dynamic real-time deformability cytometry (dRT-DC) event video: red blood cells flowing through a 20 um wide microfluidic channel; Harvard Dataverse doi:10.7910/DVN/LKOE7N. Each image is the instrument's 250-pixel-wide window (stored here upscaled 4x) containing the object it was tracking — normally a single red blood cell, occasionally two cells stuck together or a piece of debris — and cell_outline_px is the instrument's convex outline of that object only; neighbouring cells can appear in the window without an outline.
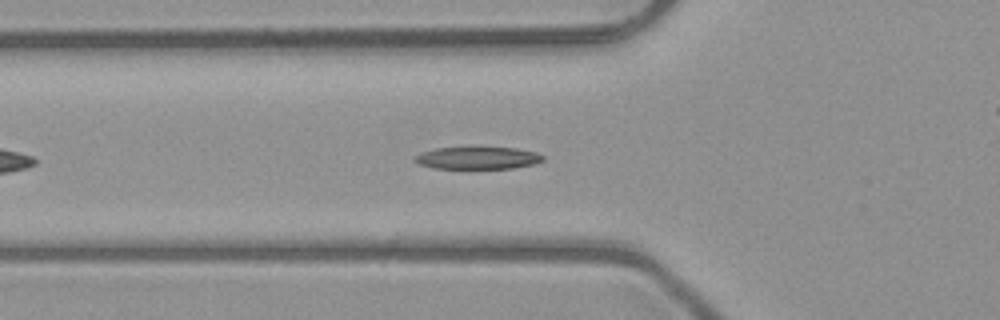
{"species": "common noctule bat (a hibernating species)", "species_latin": "Nyctalus noctula", "temperature_condition": "room temperature", "stored_images_in_passage": 42, "camera_frame_rate_fps": 3000, "um_per_image_px": 0.085, "animal": {"sex": "male", "body_mass_g": 23.1, "forearm_length_mm": 52.7}, "frame": {"image": 1, "passage_image": 8, "time_ms": 2.333, "image_size_px": [1000, 320], "cell_outline_px": [[544, 160], [536, 164], [512, 168], [432, 168], [420, 164], [412, 160], [416, 156], [424, 152], [436, 148], [476, 144], [480, 144], [516, 148], [536, 152], [544, 156]], "centroid_in_image_um": [40.64, 13.37], "position_along_channel_um": 85.2, "area_um2": 17.63}}
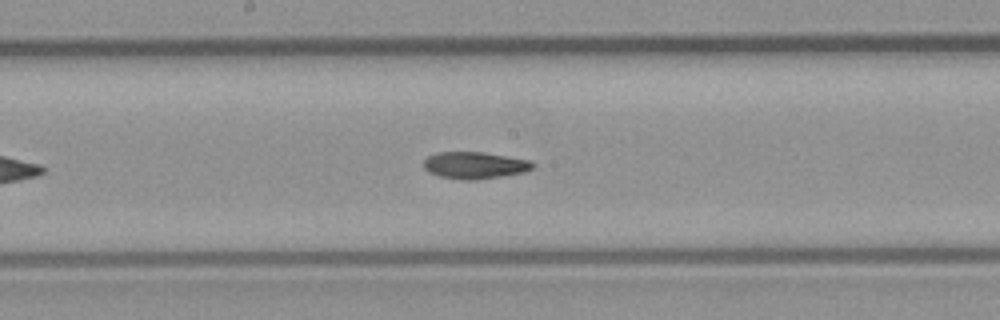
{"frame": {"image": 2, "passage_image": 17, "time_ms": 5.333, "image_size_px": [1000, 320], "cell_outline_px": [[536, 164], [532, 168], [524, 172], [476, 180], [460, 180], [440, 176], [428, 172], [424, 168], [424, 160], [428, 156], [436, 152], [480, 152], [532, 160]], "centroid_in_image_um": [40.34, 14.05], "position_along_channel_um": 207.9, "area_um2": 17.11}}
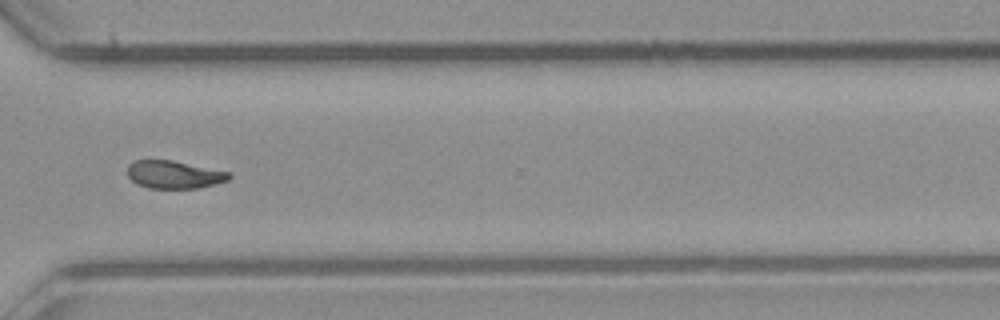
{"frame": {"image": 3, "passage_image": 28, "time_ms": 9.0, "image_size_px": [1000, 320], "cell_outline_px": [[232, 176], [228, 180], [216, 184], [196, 188], [148, 188], [136, 184], [128, 176], [128, 164], [132, 160], [172, 160], [228, 172]], "centroid_in_image_um": [14.76, 14.84], "position_along_channel_um": 355.8, "area_um2": 16.42}, "authors_computed_cell_mechanics": {"area_um2": 17.2244, "velocity_mm_per_s": 4.0471, "shape_relaxation_time_tau1_ms": 5.1194, "shape_relaxation_time_tau2_ms": 4.027, "deformation_change_tau1": 0.1632, "deformation_change_tau2": 0.0956}}